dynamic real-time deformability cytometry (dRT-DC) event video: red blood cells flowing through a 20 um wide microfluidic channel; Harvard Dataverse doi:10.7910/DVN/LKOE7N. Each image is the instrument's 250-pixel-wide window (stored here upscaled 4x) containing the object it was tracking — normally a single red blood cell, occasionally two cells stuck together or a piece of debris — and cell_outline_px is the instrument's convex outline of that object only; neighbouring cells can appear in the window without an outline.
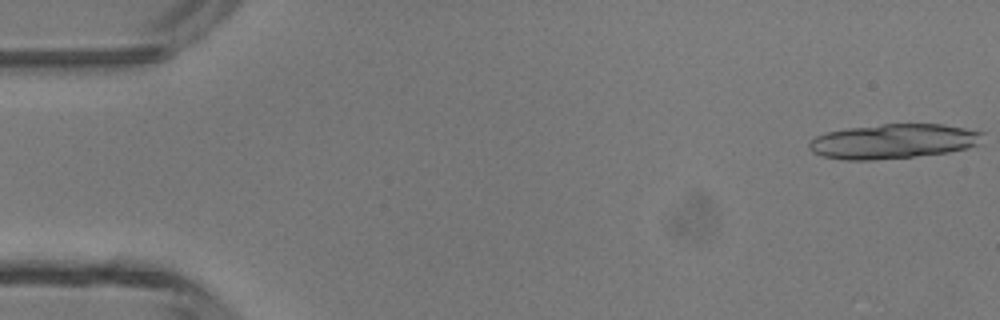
{"species": "common noctule bat (a hibernating species)", "species_latin": "Nyctalus noctula", "temperature_condition": "room temperature", "stored_images_in_passage": 16, "camera_frame_rate_fps": 3000, "um_per_image_px": 0.085, "animal": {"sex": "male", "body_mass_g": 13.3}, "frame": {"image": 1, "passage_image": 1, "time_ms": 0.0, "image_size_px": [1000, 320], "cell_outline_px": [[984, 132], [980, 144], [948, 152], [912, 156], [872, 160], [844, 160], [824, 156], [812, 152], [808, 148], [808, 144], [816, 136], [828, 132], [848, 128], [884, 124], [944, 124]], "centroid_in_image_um": [75.93, 12.01], "position_along_channel_um": 9.1, "area_um2": 34.8}}